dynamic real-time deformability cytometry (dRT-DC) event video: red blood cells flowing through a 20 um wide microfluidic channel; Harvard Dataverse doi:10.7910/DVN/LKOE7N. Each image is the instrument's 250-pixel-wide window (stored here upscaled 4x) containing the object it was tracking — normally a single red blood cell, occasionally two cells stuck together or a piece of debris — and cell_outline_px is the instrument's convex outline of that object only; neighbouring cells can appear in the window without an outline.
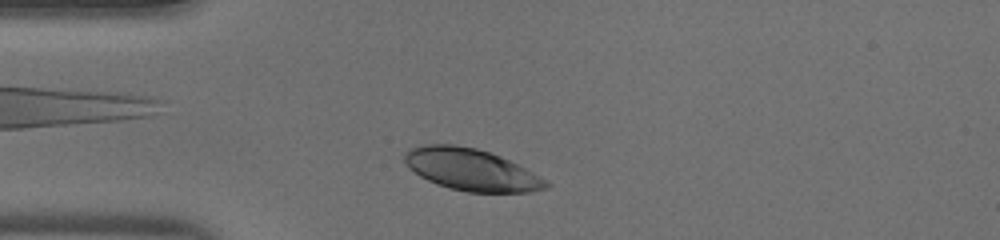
{"species": "human", "species_latin": "Homo sapiens", "temperature_condition": "warm", "stored_images_in_passage": 33, "camera_frame_rate_fps": 3000, "um_per_image_px": 0.085, "donor": {"sex": "male"}, "frame": {"image": 1, "passage_image": 3, "time_ms": 0.667, "image_size_px": [1000, 240], "cell_outline_px": [[552, 184], [548, 188], [532, 192], [468, 192], [448, 188], [436, 184], [420, 176], [408, 168], [404, 164], [404, 152], [408, 148], [424, 144], [452, 144], [476, 148], [500, 156], [540, 176]], "centroid_in_image_um": [40.02, 14.42], "position_along_channel_um": 45.0, "area_um2": 34.62}}
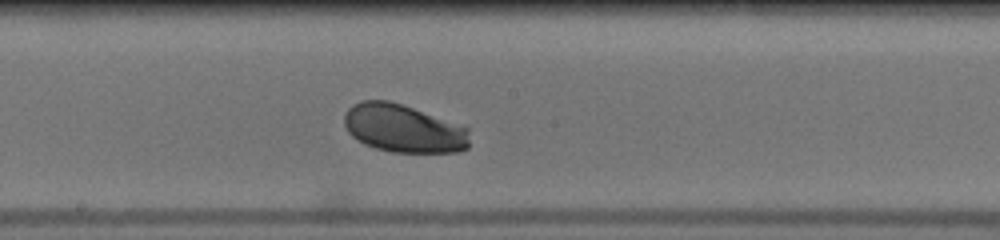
{"frame": {"image": 2, "passage_image": 16, "time_ms": 5.0, "image_size_px": [1000, 240], "cell_outline_px": [[468, 148], [456, 152], [392, 152], [376, 148], [364, 144], [352, 136], [348, 132], [344, 124], [344, 116], [348, 108], [352, 104], [360, 100], [388, 100], [412, 108], [468, 128]], "centroid_in_image_um": [34.24, 10.92], "position_along_channel_um": 214.0, "area_um2": 34.8}}
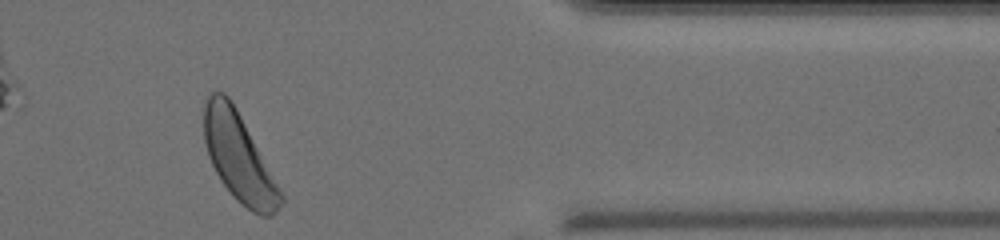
{"frame": {"image": 3, "passage_image": 30, "time_ms": 9.667, "image_size_px": [1000, 240], "cell_outline_px": [[284, 200], [276, 212], [272, 216], [260, 216], [252, 212], [236, 200], [232, 196], [220, 180], [208, 156], [204, 140], [204, 100], [208, 92], [224, 92], [228, 96], [236, 108], [284, 196]], "centroid_in_image_um": [20.28, 13.38], "position_along_channel_um": 391.1, "area_um2": 39.13}}